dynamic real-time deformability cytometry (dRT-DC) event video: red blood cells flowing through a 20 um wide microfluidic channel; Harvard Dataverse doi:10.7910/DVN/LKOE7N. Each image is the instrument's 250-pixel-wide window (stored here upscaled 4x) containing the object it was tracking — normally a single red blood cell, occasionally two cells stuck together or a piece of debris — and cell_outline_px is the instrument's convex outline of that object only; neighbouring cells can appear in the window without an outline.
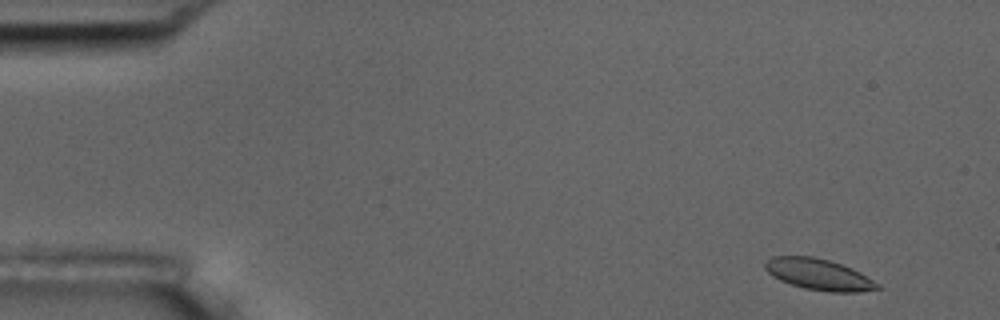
{"species": "common noctule bat (a hibernating species)", "species_latin": "Nyctalus noctula", "temperature_condition": "room temperature", "stored_images_in_passage": 9, "camera_frame_rate_fps": 3000, "um_per_image_px": 0.085, "animal": {"sex": "male", "body_mass_g": 17.5, "forearm_length_mm": 52.3}, "frame": {"image": 1, "passage_image": 1, "time_ms": 0.0, "image_size_px": [1000, 320], "cell_outline_px": [[880, 288], [860, 292], [828, 292], [804, 288], [780, 280], [772, 276], [764, 268], [764, 264], [772, 256], [812, 256], [828, 260], [852, 268], [860, 272], [880, 284]], "centroid_in_image_um": [69.6, 23.33], "position_along_channel_um": 15.4, "area_um2": 20.35}}
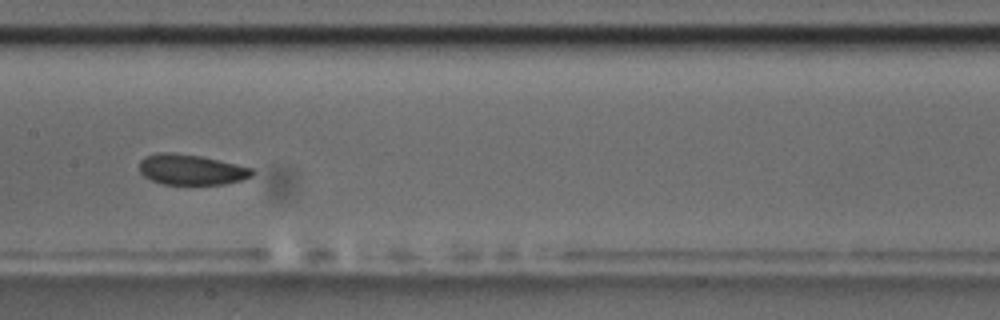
{"frame": {"image": 2, "passage_image": 8, "time_ms": 8.0, "image_size_px": [1000, 320], "cell_outline_px": [[252, 176], [240, 180], [224, 184], [164, 184], [152, 180], [144, 176], [140, 172], [140, 160], [144, 156], [160, 152], [172, 152], [200, 156], [252, 168]], "centroid_in_image_um": [16.21, 14.41], "position_along_channel_um": 191.2, "area_um2": 19.77}}
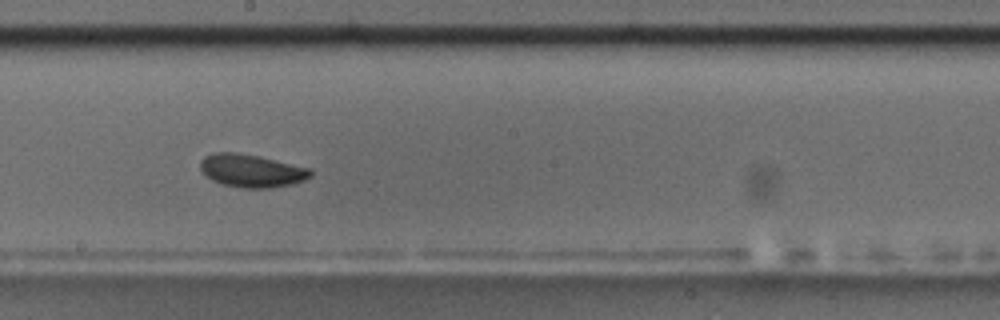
{"frame": {"image": 3, "passage_image": 9, "time_ms": 9.0, "image_size_px": [1000, 320], "cell_outline_px": [[312, 176], [304, 180], [292, 184], [272, 188], [244, 188], [220, 184], [212, 180], [200, 168], [200, 160], [204, 156], [212, 152], [236, 152], [260, 156], [312, 168]], "centroid_in_image_um": [21.4, 14.5], "position_along_channel_um": 226.8, "area_um2": 21.44}}